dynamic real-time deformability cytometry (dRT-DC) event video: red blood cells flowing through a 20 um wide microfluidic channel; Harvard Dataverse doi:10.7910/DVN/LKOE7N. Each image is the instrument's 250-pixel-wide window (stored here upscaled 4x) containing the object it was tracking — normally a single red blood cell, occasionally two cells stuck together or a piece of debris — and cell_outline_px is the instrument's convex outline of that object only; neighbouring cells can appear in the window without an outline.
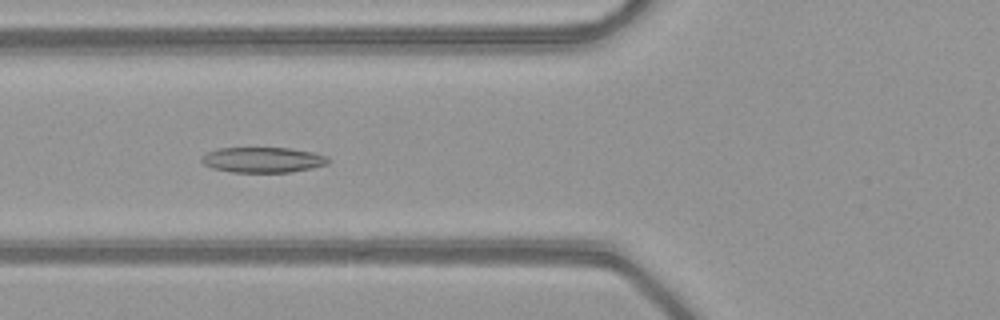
{"species": "common noctule bat (a hibernating species)", "species_latin": "Nyctalus noctula", "temperature_condition": "warm", "stored_images_in_passage": 38, "camera_frame_rate_fps": 3000, "um_per_image_px": 0.085, "animal": {"sex": "female", "body_mass_g": 21.9}, "frame": {"image": 1, "passage_image": 7, "time_ms": 2.0, "image_size_px": [1000, 320], "cell_outline_px": [[332, 160], [328, 164], [312, 168], [288, 172], [232, 172], [212, 168], [204, 164], [200, 160], [200, 156], [216, 148], [288, 148], [312, 152], [328, 156]], "centroid_in_image_um": [22.34, 13.58], "position_along_channel_um": 103.5, "area_um2": 18.84}}
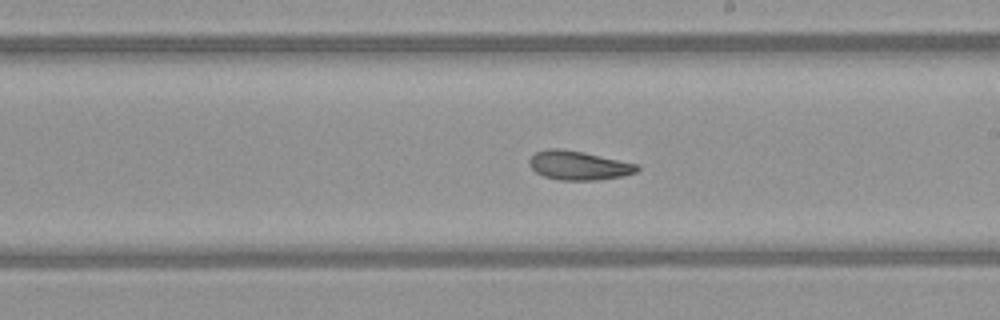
{"frame": {"image": 2, "passage_image": 17, "time_ms": 5.333, "image_size_px": [1000, 320], "cell_outline_px": [[640, 168], [636, 172], [624, 176], [596, 180], [560, 180], [544, 176], [536, 172], [528, 164], [528, 160], [536, 152], [548, 148], [560, 148], [584, 152], [636, 164]], "centroid_in_image_um": [49.16, 14.06], "position_along_channel_um": 239.8, "area_um2": 18.15}}
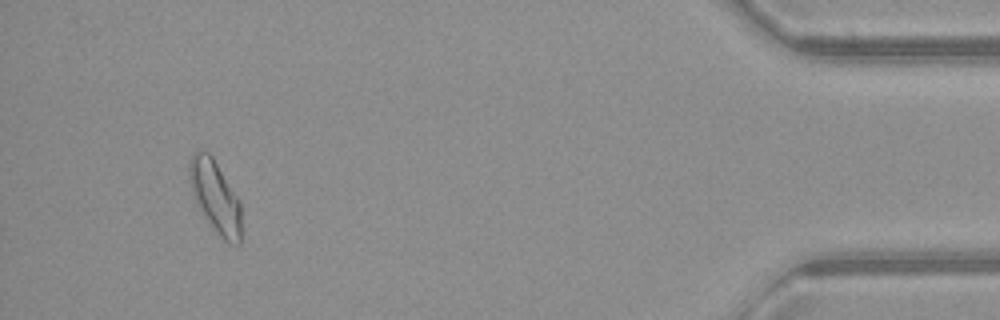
{"frame": {"image": 3, "passage_image": 35, "time_ms": 11.333, "image_size_px": [1000, 320], "cell_outline_px": [[240, 244], [228, 244], [216, 232], [200, 208], [192, 192], [188, 168], [188, 164], [192, 152], [196, 148], [208, 152], [212, 156], [240, 200]], "centroid_in_image_um": [18.29, 16.66], "position_along_channel_um": 416.9, "area_um2": 21.62}, "authors_computed_cell_mechanics": {"area_um2": 18.8717, "velocity_mm_per_s": 4.0745, "shape_relaxation_time_tau1_ms": 9.7523, "shape_relaxation_time_tau2_ms": 2.3143, "deformation_change_tau1": 0.206, "deformation_change_tau2": 0.0865}}